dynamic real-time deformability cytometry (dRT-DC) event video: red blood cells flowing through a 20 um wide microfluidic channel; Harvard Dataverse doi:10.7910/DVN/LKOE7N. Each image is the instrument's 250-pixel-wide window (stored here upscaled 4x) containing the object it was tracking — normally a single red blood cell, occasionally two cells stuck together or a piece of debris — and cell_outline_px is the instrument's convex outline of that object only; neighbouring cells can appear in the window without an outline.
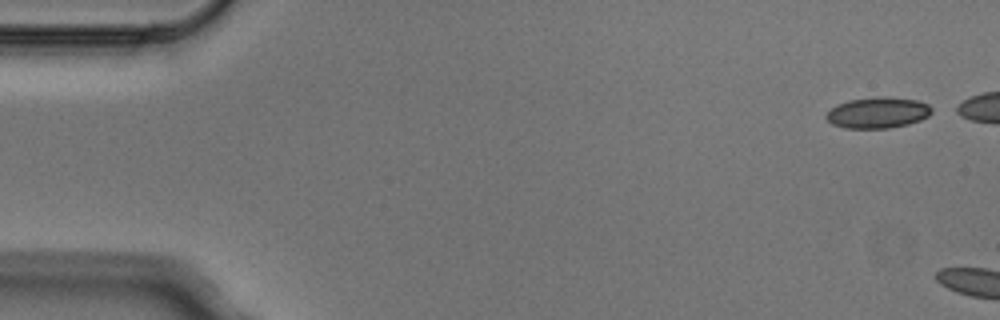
{"species": "Egyptian fruit bat (a non-hibernating species)", "species_latin": "Rousettus aegyptiacus", "temperature_condition": "cold", "stored_images_in_passage": 2, "camera_frame_rate_fps": 3000, "um_per_image_px": 0.085, "animal": {"sex": "male"}, "frame": {"image": 1, "passage_image": 1, "time_ms": 0.0, "image_size_px": [1000, 320], "cell_outline_px": [[932, 112], [928, 116], [920, 120], [908, 124], [888, 128], [844, 128], [832, 124], [824, 116], [836, 104], [848, 100], [876, 96], [888, 96], [916, 100], [928, 104], [932, 108]], "centroid_in_image_um": [74.6, 9.56], "position_along_channel_um": 10.4, "area_um2": 19.19}}